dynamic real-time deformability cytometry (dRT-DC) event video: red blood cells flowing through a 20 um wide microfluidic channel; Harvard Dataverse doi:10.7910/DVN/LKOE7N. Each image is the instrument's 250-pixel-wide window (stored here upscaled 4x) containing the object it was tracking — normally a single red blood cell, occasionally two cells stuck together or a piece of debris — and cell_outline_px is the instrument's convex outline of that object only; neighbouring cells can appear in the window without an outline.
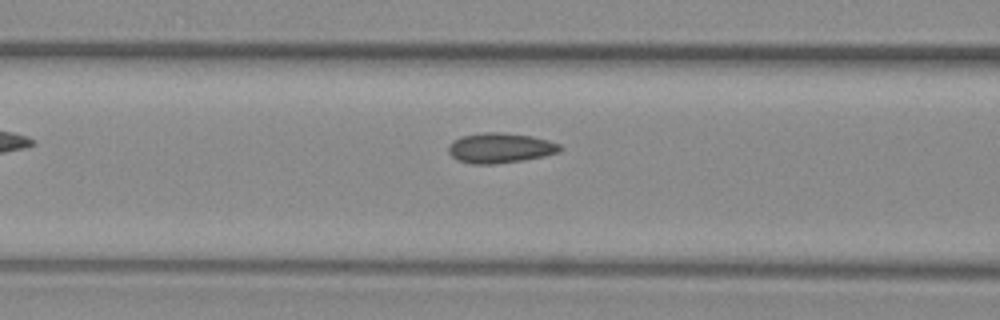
{"species": "common noctule bat (a hibernating species)", "species_latin": "Nyctalus noctula", "temperature_condition": "warm", "stored_images_in_passage": 7, "camera_frame_rate_fps": 3000, "um_per_image_px": 0.085, "animal": {"sex": "female", "body_mass_g": 29.2, "forearm_length_mm": 56.3}, "frame": {"image": 1, "passage_image": 5, "time_ms": 1.333, "image_size_px": [1000, 320], "cell_outline_px": [[564, 148], [560, 152], [544, 156], [524, 160], [496, 164], [472, 164], [456, 160], [448, 152], [448, 144], [452, 140], [460, 136], [484, 132], [500, 132], [532, 136], [548, 140], [560, 144]], "centroid_in_image_um": [42.5, 12.58], "position_along_channel_um": 124.1, "area_um2": 19.88}}